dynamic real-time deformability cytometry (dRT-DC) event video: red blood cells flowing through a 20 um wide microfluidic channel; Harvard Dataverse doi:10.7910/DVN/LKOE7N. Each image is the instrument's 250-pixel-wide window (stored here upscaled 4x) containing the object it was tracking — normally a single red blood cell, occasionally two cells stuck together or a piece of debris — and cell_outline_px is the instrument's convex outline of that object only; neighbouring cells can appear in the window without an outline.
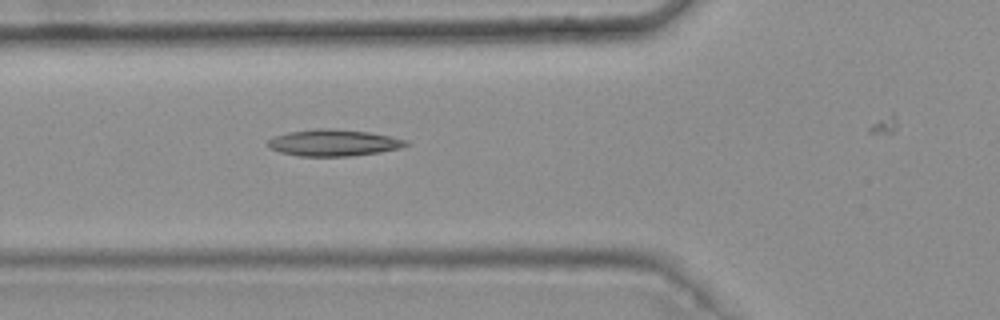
{"species": "common noctule bat (a hibernating species)", "species_latin": "Nyctalus noctula", "temperature_condition": "warm", "stored_images_in_passage": 4, "camera_frame_rate_fps": 3000, "um_per_image_px": 0.085, "animal": {"sex": "female", "body_mass_g": 25.1}, "frame": {"image": 1, "passage_image": 4, "time_ms": 1.0, "image_size_px": [1000, 320], "cell_outline_px": [[412, 144], [400, 148], [380, 152], [352, 156], [296, 156], [280, 152], [268, 148], [268, 140], [272, 136], [288, 132], [316, 128], [328, 128], [368, 132], [408, 140]], "centroid_in_image_um": [28.34, 12.14], "position_along_channel_um": 97.5, "area_um2": 21.56}}